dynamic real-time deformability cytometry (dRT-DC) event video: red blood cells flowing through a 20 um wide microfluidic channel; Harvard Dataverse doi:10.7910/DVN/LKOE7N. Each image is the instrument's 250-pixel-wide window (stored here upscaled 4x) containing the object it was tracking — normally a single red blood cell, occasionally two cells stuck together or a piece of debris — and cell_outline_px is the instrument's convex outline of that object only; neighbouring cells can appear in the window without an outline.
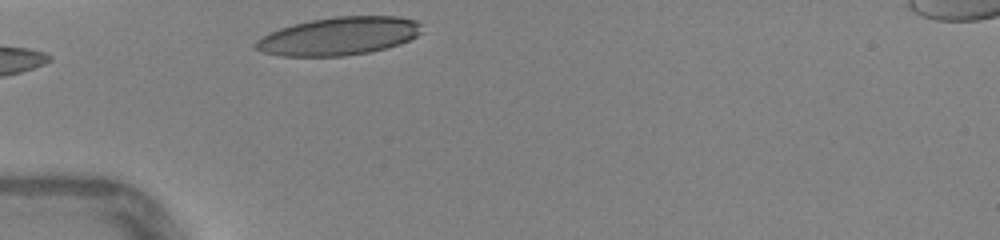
{"species": "human", "species_latin": "Homo sapiens", "temperature_condition": "warm", "stored_images_in_passage": 24, "camera_frame_rate_fps": 3000, "um_per_image_px": 0.085, "donor": {"sex": "female"}, "frame": {"image": 1, "passage_image": 1, "time_ms": 0.0, "image_size_px": [1000, 240], "cell_outline_px": [[424, 32], [400, 44], [368, 52], [344, 56], [280, 56], [260, 52], [252, 44], [256, 40], [268, 32], [292, 24], [312, 20], [336, 16], [400, 16], [416, 20], [420, 24]], "centroid_in_image_um": [28.78, 3.07], "position_along_channel_um": 56.2, "area_um2": 37.11}}
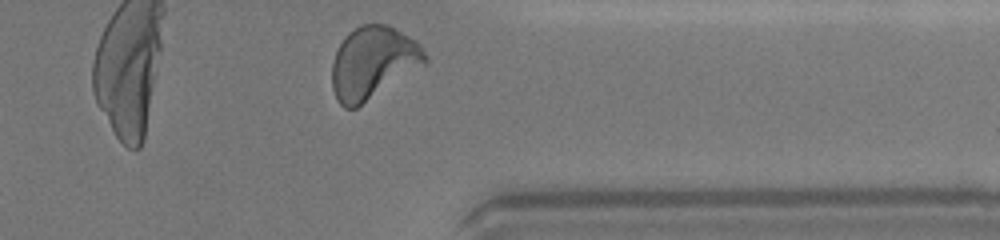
{"frame": {"image": 2, "passage_image": 24, "time_ms": 7.667, "image_size_px": [1000, 240], "cell_outline_px": [[428, 60], [424, 64], [356, 108], [344, 108], [336, 100], [332, 88], [332, 64], [336, 52], [344, 36], [348, 32], [360, 24], [388, 24], [416, 40], [420, 44], [428, 56]], "centroid_in_image_um": [31.69, 5.31], "position_along_channel_um": 379.7, "area_um2": 39.07}, "authors_computed_cell_mechanics": {"area_um2": 36.5007, "velocity_mm_per_s": 4.3829, "shape_relaxation_time_tau1_ms": 4.1485, "shape_relaxation_time_tau2_ms": 0.7463, "deformation_change_tau1": 0.1891, "deformation_change_tau2": 0.0702}}